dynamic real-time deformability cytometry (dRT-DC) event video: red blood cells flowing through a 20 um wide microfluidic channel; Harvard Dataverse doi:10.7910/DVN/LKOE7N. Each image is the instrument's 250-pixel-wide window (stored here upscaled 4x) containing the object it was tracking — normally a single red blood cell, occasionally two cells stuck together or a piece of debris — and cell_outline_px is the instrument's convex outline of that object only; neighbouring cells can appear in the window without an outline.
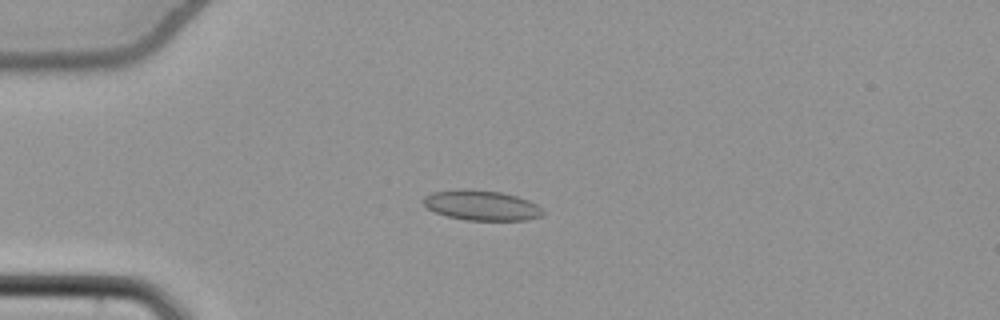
{"species": "common noctule bat (a hibernating species)", "species_latin": "Nyctalus noctula", "temperature_condition": "cold", "stored_images_in_passage": 56, "camera_frame_rate_fps": 3000, "um_per_image_px": 0.085, "animal": {"sex": "female", "body_mass_g": 22.7, "forearm_length_mm": 54.2}, "frame": {"image": 1, "passage_image": 16, "time_ms": 5.0, "image_size_px": [1000, 320], "cell_outline_px": [[544, 212], [540, 216], [524, 220], [464, 220], [448, 216], [436, 212], [428, 208], [424, 204], [424, 196], [432, 192], [464, 188], [468, 188], [500, 192], [516, 196], [528, 200], [536, 204]], "centroid_in_image_um": [40.91, 17.44], "position_along_channel_um": 44.1, "area_um2": 20.81}}
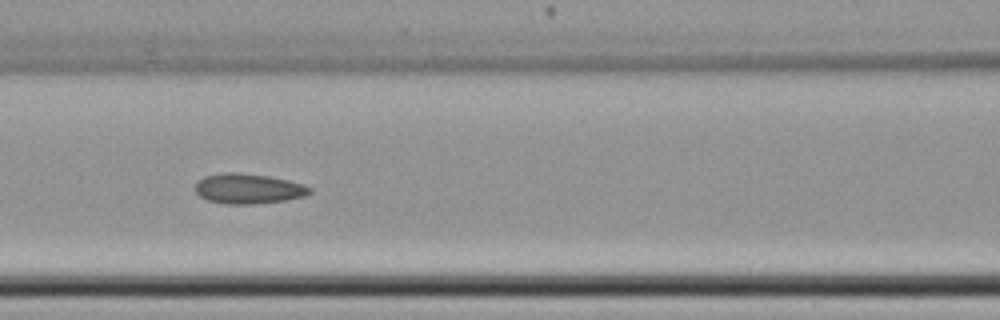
{"frame": {"image": 2, "passage_image": 26, "time_ms": 8.333, "image_size_px": [1000, 320], "cell_outline_px": [[312, 192], [304, 196], [284, 200], [252, 204], [224, 204], [208, 200], [200, 196], [196, 192], [196, 184], [204, 176], [224, 172], [240, 172], [268, 176], [288, 180], [304, 184], [312, 188]], "centroid_in_image_um": [21.12, 16.03], "position_along_channel_um": 145.5, "area_um2": 20.06}}
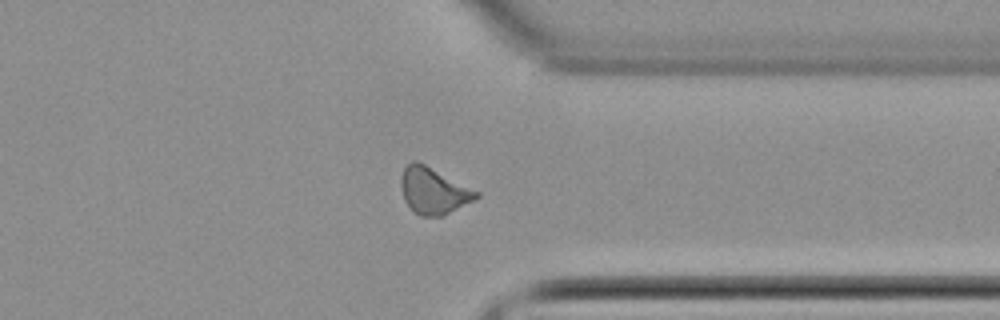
{"frame": {"image": 3, "passage_image": 44, "time_ms": 14.333, "image_size_px": [1000, 320], "cell_outline_px": [[480, 196], [476, 200], [444, 216], [420, 216], [404, 200], [400, 184], [400, 176], [404, 168], [412, 160], [416, 160], [480, 192]], "centroid_in_image_um": [36.86, 16.22], "position_along_channel_um": 374.5, "area_um2": 20.4}, "authors_computed_cell_mechanics": {"area_um2": 20.0277, "velocity_mm_per_s": 3.8517, "shape_relaxation_time_tau1_ms": null, "shape_relaxation_time_tau2_ms": 3.9439, "deformation_change_tau1": null, "deformation_change_tau2": 0.0919}}